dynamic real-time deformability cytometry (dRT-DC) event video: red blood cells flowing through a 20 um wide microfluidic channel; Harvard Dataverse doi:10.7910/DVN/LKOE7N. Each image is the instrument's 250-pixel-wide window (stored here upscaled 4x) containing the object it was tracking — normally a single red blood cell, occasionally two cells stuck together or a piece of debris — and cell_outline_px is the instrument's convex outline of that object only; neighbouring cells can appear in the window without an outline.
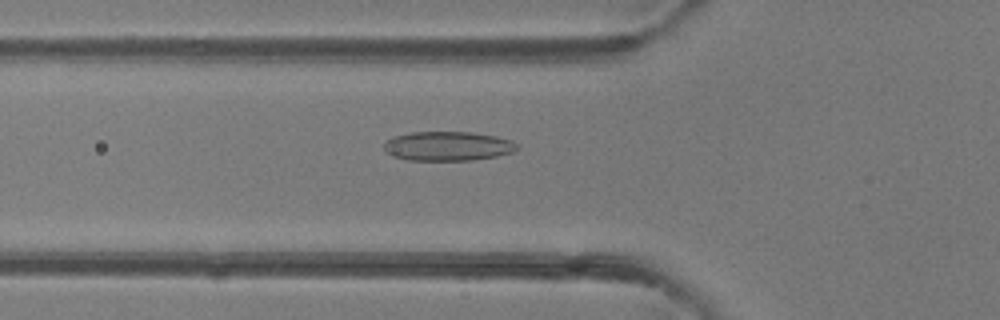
{"species": "common noctule bat (a hibernating species)", "species_latin": "Nyctalus noctula", "temperature_condition": "room temperature", "stored_images_in_passage": 48, "camera_frame_rate_fps": 3000, "um_per_image_px": 0.085, "animal": {"sex": "female"}, "frame": {"image": 1, "passage_image": 17, "time_ms": 5.333, "image_size_px": [1000, 320], "cell_outline_px": [[520, 148], [512, 152], [496, 156], [472, 160], [408, 160], [392, 156], [384, 148], [384, 144], [388, 140], [396, 136], [412, 132], [472, 132], [496, 136], [512, 140]], "centroid_in_image_um": [38.1, 12.42], "position_along_channel_um": 87.7, "area_um2": 22.6}}
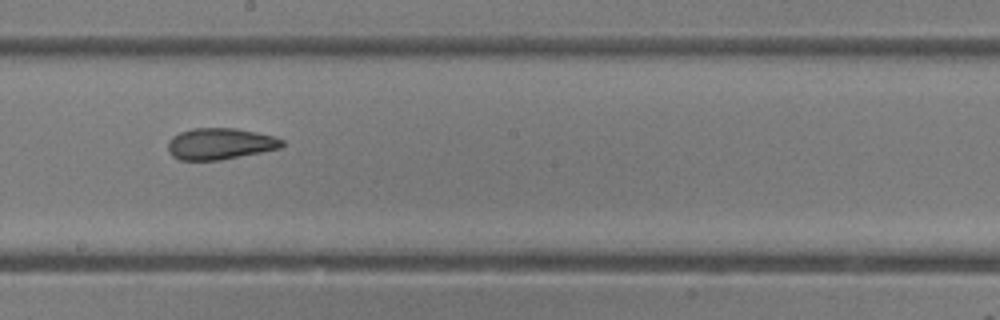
{"frame": {"image": 2, "passage_image": 27, "time_ms": 8.667, "image_size_px": [1000, 320], "cell_outline_px": [[284, 144], [280, 148], [220, 160], [180, 160], [172, 156], [168, 152], [168, 140], [172, 136], [180, 132], [192, 128], [236, 128], [276, 136], [284, 140]], "centroid_in_image_um": [18.69, 12.21], "position_along_channel_um": 229.5, "area_um2": 20.98}}
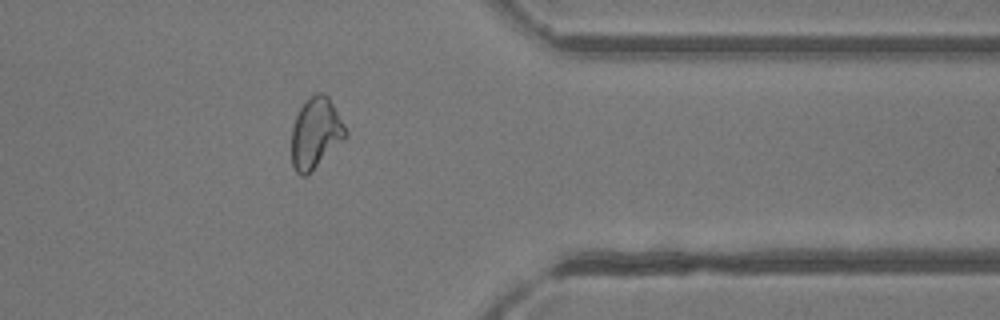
{"frame": {"image": 3, "passage_image": 39, "time_ms": 12.667, "image_size_px": [1000, 320], "cell_outline_px": [[348, 136], [308, 176], [300, 176], [292, 168], [292, 128], [296, 116], [300, 108], [316, 92], [324, 92], [328, 96], [344, 124], [348, 132]], "centroid_in_image_um": [26.84, 11.36], "position_along_channel_um": 384.6, "area_um2": 22.43}, "authors_computed_cell_mechanics": {"area_um2": 22.5131, "velocity_mm_per_s": 4.2313, "shape_relaxation_time_tau1_ms": 9.3332, "shape_relaxation_time_tau2_ms": 2.497, "deformation_change_tau1": 0.1972, "deformation_change_tau2": 0.0904}}